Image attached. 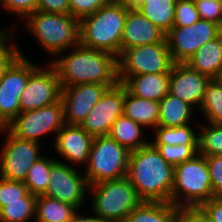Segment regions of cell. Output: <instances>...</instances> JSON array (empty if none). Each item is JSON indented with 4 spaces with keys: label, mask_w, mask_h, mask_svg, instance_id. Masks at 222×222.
Instances as JSON below:
<instances>
[{
    "label": "cell",
    "mask_w": 222,
    "mask_h": 222,
    "mask_svg": "<svg viewBox=\"0 0 222 222\" xmlns=\"http://www.w3.org/2000/svg\"><path fill=\"white\" fill-rule=\"evenodd\" d=\"M206 125L201 124L198 134V154L204 157L222 155V125Z\"/></svg>",
    "instance_id": "1f68e13d"
},
{
    "label": "cell",
    "mask_w": 222,
    "mask_h": 222,
    "mask_svg": "<svg viewBox=\"0 0 222 222\" xmlns=\"http://www.w3.org/2000/svg\"><path fill=\"white\" fill-rule=\"evenodd\" d=\"M165 39L166 33L154 25L138 9L128 10L121 38V51L162 42Z\"/></svg>",
    "instance_id": "ac0fdd59"
},
{
    "label": "cell",
    "mask_w": 222,
    "mask_h": 222,
    "mask_svg": "<svg viewBox=\"0 0 222 222\" xmlns=\"http://www.w3.org/2000/svg\"><path fill=\"white\" fill-rule=\"evenodd\" d=\"M36 11L70 14L69 0H37Z\"/></svg>",
    "instance_id": "60d3db41"
},
{
    "label": "cell",
    "mask_w": 222,
    "mask_h": 222,
    "mask_svg": "<svg viewBox=\"0 0 222 222\" xmlns=\"http://www.w3.org/2000/svg\"><path fill=\"white\" fill-rule=\"evenodd\" d=\"M214 197H222V155L205 156Z\"/></svg>",
    "instance_id": "74e56055"
},
{
    "label": "cell",
    "mask_w": 222,
    "mask_h": 222,
    "mask_svg": "<svg viewBox=\"0 0 222 222\" xmlns=\"http://www.w3.org/2000/svg\"><path fill=\"white\" fill-rule=\"evenodd\" d=\"M87 190L89 184L84 173L80 174L74 166L58 160L51 167L49 185L44 195L72 205L78 210L84 203Z\"/></svg>",
    "instance_id": "5bb4252c"
},
{
    "label": "cell",
    "mask_w": 222,
    "mask_h": 222,
    "mask_svg": "<svg viewBox=\"0 0 222 222\" xmlns=\"http://www.w3.org/2000/svg\"><path fill=\"white\" fill-rule=\"evenodd\" d=\"M177 0H144L137 8L166 34L172 29Z\"/></svg>",
    "instance_id": "4316f807"
},
{
    "label": "cell",
    "mask_w": 222,
    "mask_h": 222,
    "mask_svg": "<svg viewBox=\"0 0 222 222\" xmlns=\"http://www.w3.org/2000/svg\"><path fill=\"white\" fill-rule=\"evenodd\" d=\"M214 79L222 85V66L220 67L219 73Z\"/></svg>",
    "instance_id": "bcb514c9"
},
{
    "label": "cell",
    "mask_w": 222,
    "mask_h": 222,
    "mask_svg": "<svg viewBox=\"0 0 222 222\" xmlns=\"http://www.w3.org/2000/svg\"><path fill=\"white\" fill-rule=\"evenodd\" d=\"M176 222H212L200 207L179 209Z\"/></svg>",
    "instance_id": "b9f144b4"
},
{
    "label": "cell",
    "mask_w": 222,
    "mask_h": 222,
    "mask_svg": "<svg viewBox=\"0 0 222 222\" xmlns=\"http://www.w3.org/2000/svg\"><path fill=\"white\" fill-rule=\"evenodd\" d=\"M57 161V159L42 156L32 164L24 181L31 194L39 196L47 192L50 170Z\"/></svg>",
    "instance_id": "83f0119b"
},
{
    "label": "cell",
    "mask_w": 222,
    "mask_h": 222,
    "mask_svg": "<svg viewBox=\"0 0 222 222\" xmlns=\"http://www.w3.org/2000/svg\"><path fill=\"white\" fill-rule=\"evenodd\" d=\"M24 20L32 36L53 56L80 44L79 19L71 14L35 11Z\"/></svg>",
    "instance_id": "277c9868"
},
{
    "label": "cell",
    "mask_w": 222,
    "mask_h": 222,
    "mask_svg": "<svg viewBox=\"0 0 222 222\" xmlns=\"http://www.w3.org/2000/svg\"><path fill=\"white\" fill-rule=\"evenodd\" d=\"M29 193L22 181L6 180L0 177V209L6 202L21 201Z\"/></svg>",
    "instance_id": "e575fe53"
},
{
    "label": "cell",
    "mask_w": 222,
    "mask_h": 222,
    "mask_svg": "<svg viewBox=\"0 0 222 222\" xmlns=\"http://www.w3.org/2000/svg\"><path fill=\"white\" fill-rule=\"evenodd\" d=\"M77 209L48 195L36 197V222H69Z\"/></svg>",
    "instance_id": "484cf974"
},
{
    "label": "cell",
    "mask_w": 222,
    "mask_h": 222,
    "mask_svg": "<svg viewBox=\"0 0 222 222\" xmlns=\"http://www.w3.org/2000/svg\"><path fill=\"white\" fill-rule=\"evenodd\" d=\"M129 157L130 151L108 135L94 137L84 174L88 184L126 177Z\"/></svg>",
    "instance_id": "52a82bcc"
},
{
    "label": "cell",
    "mask_w": 222,
    "mask_h": 222,
    "mask_svg": "<svg viewBox=\"0 0 222 222\" xmlns=\"http://www.w3.org/2000/svg\"><path fill=\"white\" fill-rule=\"evenodd\" d=\"M0 29V80L5 71L12 65V63L20 56L21 50L10 41L11 30Z\"/></svg>",
    "instance_id": "836d02e7"
},
{
    "label": "cell",
    "mask_w": 222,
    "mask_h": 222,
    "mask_svg": "<svg viewBox=\"0 0 222 222\" xmlns=\"http://www.w3.org/2000/svg\"><path fill=\"white\" fill-rule=\"evenodd\" d=\"M212 79L185 63H174L170 72L169 94L200 108L206 87Z\"/></svg>",
    "instance_id": "e0dca14e"
},
{
    "label": "cell",
    "mask_w": 222,
    "mask_h": 222,
    "mask_svg": "<svg viewBox=\"0 0 222 222\" xmlns=\"http://www.w3.org/2000/svg\"><path fill=\"white\" fill-rule=\"evenodd\" d=\"M24 54L5 71L0 80V120L7 126L20 114V98L30 73L37 67Z\"/></svg>",
    "instance_id": "8fae6325"
},
{
    "label": "cell",
    "mask_w": 222,
    "mask_h": 222,
    "mask_svg": "<svg viewBox=\"0 0 222 222\" xmlns=\"http://www.w3.org/2000/svg\"><path fill=\"white\" fill-rule=\"evenodd\" d=\"M109 87L100 84H77L61 88L60 99L68 125H81Z\"/></svg>",
    "instance_id": "2e32d148"
},
{
    "label": "cell",
    "mask_w": 222,
    "mask_h": 222,
    "mask_svg": "<svg viewBox=\"0 0 222 222\" xmlns=\"http://www.w3.org/2000/svg\"><path fill=\"white\" fill-rule=\"evenodd\" d=\"M3 8L25 19L37 9V0H0Z\"/></svg>",
    "instance_id": "ab89813d"
},
{
    "label": "cell",
    "mask_w": 222,
    "mask_h": 222,
    "mask_svg": "<svg viewBox=\"0 0 222 222\" xmlns=\"http://www.w3.org/2000/svg\"><path fill=\"white\" fill-rule=\"evenodd\" d=\"M128 9H137L144 0H118Z\"/></svg>",
    "instance_id": "f6af8a7d"
},
{
    "label": "cell",
    "mask_w": 222,
    "mask_h": 222,
    "mask_svg": "<svg viewBox=\"0 0 222 222\" xmlns=\"http://www.w3.org/2000/svg\"><path fill=\"white\" fill-rule=\"evenodd\" d=\"M128 10L118 0H111L96 12L82 17L79 20L80 45L118 57Z\"/></svg>",
    "instance_id": "3957f363"
},
{
    "label": "cell",
    "mask_w": 222,
    "mask_h": 222,
    "mask_svg": "<svg viewBox=\"0 0 222 222\" xmlns=\"http://www.w3.org/2000/svg\"><path fill=\"white\" fill-rule=\"evenodd\" d=\"M125 86L108 88L80 125L93 137L107 136L113 123L123 114Z\"/></svg>",
    "instance_id": "9a60e30c"
},
{
    "label": "cell",
    "mask_w": 222,
    "mask_h": 222,
    "mask_svg": "<svg viewBox=\"0 0 222 222\" xmlns=\"http://www.w3.org/2000/svg\"><path fill=\"white\" fill-rule=\"evenodd\" d=\"M93 138L80 125L66 124L56 133L54 148L66 160L86 165Z\"/></svg>",
    "instance_id": "d6986e66"
},
{
    "label": "cell",
    "mask_w": 222,
    "mask_h": 222,
    "mask_svg": "<svg viewBox=\"0 0 222 222\" xmlns=\"http://www.w3.org/2000/svg\"><path fill=\"white\" fill-rule=\"evenodd\" d=\"M200 20L194 0H177L175 6L174 25L190 26Z\"/></svg>",
    "instance_id": "d590c367"
},
{
    "label": "cell",
    "mask_w": 222,
    "mask_h": 222,
    "mask_svg": "<svg viewBox=\"0 0 222 222\" xmlns=\"http://www.w3.org/2000/svg\"><path fill=\"white\" fill-rule=\"evenodd\" d=\"M69 222H106V221L101 220L95 214H94V217L93 216L84 217V215L81 216V215L78 214V210H77Z\"/></svg>",
    "instance_id": "ee69618b"
},
{
    "label": "cell",
    "mask_w": 222,
    "mask_h": 222,
    "mask_svg": "<svg viewBox=\"0 0 222 222\" xmlns=\"http://www.w3.org/2000/svg\"><path fill=\"white\" fill-rule=\"evenodd\" d=\"M73 49L68 55L49 62L56 69L61 88L93 83L110 88L119 83L117 56L80 44Z\"/></svg>",
    "instance_id": "6da1fadb"
},
{
    "label": "cell",
    "mask_w": 222,
    "mask_h": 222,
    "mask_svg": "<svg viewBox=\"0 0 222 222\" xmlns=\"http://www.w3.org/2000/svg\"><path fill=\"white\" fill-rule=\"evenodd\" d=\"M111 0H69L70 14L77 19L96 12Z\"/></svg>",
    "instance_id": "f35d334b"
},
{
    "label": "cell",
    "mask_w": 222,
    "mask_h": 222,
    "mask_svg": "<svg viewBox=\"0 0 222 222\" xmlns=\"http://www.w3.org/2000/svg\"><path fill=\"white\" fill-rule=\"evenodd\" d=\"M158 126L180 127L191 124L192 114L195 108L178 97L167 94L159 102Z\"/></svg>",
    "instance_id": "603a6c76"
},
{
    "label": "cell",
    "mask_w": 222,
    "mask_h": 222,
    "mask_svg": "<svg viewBox=\"0 0 222 222\" xmlns=\"http://www.w3.org/2000/svg\"><path fill=\"white\" fill-rule=\"evenodd\" d=\"M143 130L140 124L122 114L113 123L108 136L131 152L150 143L142 139Z\"/></svg>",
    "instance_id": "cb8c5ba5"
},
{
    "label": "cell",
    "mask_w": 222,
    "mask_h": 222,
    "mask_svg": "<svg viewBox=\"0 0 222 222\" xmlns=\"http://www.w3.org/2000/svg\"><path fill=\"white\" fill-rule=\"evenodd\" d=\"M126 177L142 201L171 203L174 167L151 143L130 152Z\"/></svg>",
    "instance_id": "7a4b0ae2"
},
{
    "label": "cell",
    "mask_w": 222,
    "mask_h": 222,
    "mask_svg": "<svg viewBox=\"0 0 222 222\" xmlns=\"http://www.w3.org/2000/svg\"><path fill=\"white\" fill-rule=\"evenodd\" d=\"M178 211L170 202L142 201L124 222H176Z\"/></svg>",
    "instance_id": "d4e9b609"
},
{
    "label": "cell",
    "mask_w": 222,
    "mask_h": 222,
    "mask_svg": "<svg viewBox=\"0 0 222 222\" xmlns=\"http://www.w3.org/2000/svg\"><path fill=\"white\" fill-rule=\"evenodd\" d=\"M221 34L220 25L201 19L190 26H173L166 34L168 50L174 63H185L201 46Z\"/></svg>",
    "instance_id": "30bf717a"
},
{
    "label": "cell",
    "mask_w": 222,
    "mask_h": 222,
    "mask_svg": "<svg viewBox=\"0 0 222 222\" xmlns=\"http://www.w3.org/2000/svg\"><path fill=\"white\" fill-rule=\"evenodd\" d=\"M167 163L173 167L192 159L198 154V145L152 144Z\"/></svg>",
    "instance_id": "d6a6232c"
},
{
    "label": "cell",
    "mask_w": 222,
    "mask_h": 222,
    "mask_svg": "<svg viewBox=\"0 0 222 222\" xmlns=\"http://www.w3.org/2000/svg\"><path fill=\"white\" fill-rule=\"evenodd\" d=\"M65 125L64 108L59 99L56 103L39 109L21 112L6 129L17 138L40 143L41 136L50 132L56 134Z\"/></svg>",
    "instance_id": "9c48e42d"
},
{
    "label": "cell",
    "mask_w": 222,
    "mask_h": 222,
    "mask_svg": "<svg viewBox=\"0 0 222 222\" xmlns=\"http://www.w3.org/2000/svg\"><path fill=\"white\" fill-rule=\"evenodd\" d=\"M212 198L214 194L209 168L203 155L196 154L192 159L174 167V185L171 192L173 205L178 209L200 207Z\"/></svg>",
    "instance_id": "5b68a950"
},
{
    "label": "cell",
    "mask_w": 222,
    "mask_h": 222,
    "mask_svg": "<svg viewBox=\"0 0 222 222\" xmlns=\"http://www.w3.org/2000/svg\"><path fill=\"white\" fill-rule=\"evenodd\" d=\"M208 123L222 125V85L212 79L206 87L203 101L199 108Z\"/></svg>",
    "instance_id": "4dcf8cb0"
},
{
    "label": "cell",
    "mask_w": 222,
    "mask_h": 222,
    "mask_svg": "<svg viewBox=\"0 0 222 222\" xmlns=\"http://www.w3.org/2000/svg\"><path fill=\"white\" fill-rule=\"evenodd\" d=\"M185 64L214 79L222 66V34L201 46Z\"/></svg>",
    "instance_id": "44dd1931"
},
{
    "label": "cell",
    "mask_w": 222,
    "mask_h": 222,
    "mask_svg": "<svg viewBox=\"0 0 222 222\" xmlns=\"http://www.w3.org/2000/svg\"><path fill=\"white\" fill-rule=\"evenodd\" d=\"M170 73L140 74L128 77L122 84L139 98L160 102L169 93Z\"/></svg>",
    "instance_id": "ffe728a7"
},
{
    "label": "cell",
    "mask_w": 222,
    "mask_h": 222,
    "mask_svg": "<svg viewBox=\"0 0 222 222\" xmlns=\"http://www.w3.org/2000/svg\"><path fill=\"white\" fill-rule=\"evenodd\" d=\"M201 20L214 22L222 27V0H194Z\"/></svg>",
    "instance_id": "8d00e7d4"
},
{
    "label": "cell",
    "mask_w": 222,
    "mask_h": 222,
    "mask_svg": "<svg viewBox=\"0 0 222 222\" xmlns=\"http://www.w3.org/2000/svg\"><path fill=\"white\" fill-rule=\"evenodd\" d=\"M48 67V68H47ZM61 86L59 76L50 63L45 67H36L29 76L20 98V112L36 110L56 103L60 99Z\"/></svg>",
    "instance_id": "4fadbf2b"
},
{
    "label": "cell",
    "mask_w": 222,
    "mask_h": 222,
    "mask_svg": "<svg viewBox=\"0 0 222 222\" xmlns=\"http://www.w3.org/2000/svg\"><path fill=\"white\" fill-rule=\"evenodd\" d=\"M6 126L4 123L0 120V132L4 131L5 132Z\"/></svg>",
    "instance_id": "7dc6e473"
},
{
    "label": "cell",
    "mask_w": 222,
    "mask_h": 222,
    "mask_svg": "<svg viewBox=\"0 0 222 222\" xmlns=\"http://www.w3.org/2000/svg\"><path fill=\"white\" fill-rule=\"evenodd\" d=\"M92 212L106 222H124L142 202L127 177L89 185Z\"/></svg>",
    "instance_id": "8992f818"
},
{
    "label": "cell",
    "mask_w": 222,
    "mask_h": 222,
    "mask_svg": "<svg viewBox=\"0 0 222 222\" xmlns=\"http://www.w3.org/2000/svg\"><path fill=\"white\" fill-rule=\"evenodd\" d=\"M154 133L155 140L151 144L198 145V134L196 135L190 124L175 128L157 126Z\"/></svg>",
    "instance_id": "f1b7e54d"
},
{
    "label": "cell",
    "mask_w": 222,
    "mask_h": 222,
    "mask_svg": "<svg viewBox=\"0 0 222 222\" xmlns=\"http://www.w3.org/2000/svg\"><path fill=\"white\" fill-rule=\"evenodd\" d=\"M118 79L140 74L170 73L174 65L167 40L120 51L117 57Z\"/></svg>",
    "instance_id": "ba28073f"
},
{
    "label": "cell",
    "mask_w": 222,
    "mask_h": 222,
    "mask_svg": "<svg viewBox=\"0 0 222 222\" xmlns=\"http://www.w3.org/2000/svg\"><path fill=\"white\" fill-rule=\"evenodd\" d=\"M200 208L212 222H222V197H214L203 203Z\"/></svg>",
    "instance_id": "7bdbcfd3"
},
{
    "label": "cell",
    "mask_w": 222,
    "mask_h": 222,
    "mask_svg": "<svg viewBox=\"0 0 222 222\" xmlns=\"http://www.w3.org/2000/svg\"><path fill=\"white\" fill-rule=\"evenodd\" d=\"M36 197L29 192L21 201L6 202L0 209V222H29L32 217L35 219Z\"/></svg>",
    "instance_id": "f546056e"
},
{
    "label": "cell",
    "mask_w": 222,
    "mask_h": 222,
    "mask_svg": "<svg viewBox=\"0 0 222 222\" xmlns=\"http://www.w3.org/2000/svg\"><path fill=\"white\" fill-rule=\"evenodd\" d=\"M159 102L139 98L132 95L125 88L123 102V115L132 119L136 123L146 128V126L155 129L158 126L159 119Z\"/></svg>",
    "instance_id": "7402d4cb"
},
{
    "label": "cell",
    "mask_w": 222,
    "mask_h": 222,
    "mask_svg": "<svg viewBox=\"0 0 222 222\" xmlns=\"http://www.w3.org/2000/svg\"><path fill=\"white\" fill-rule=\"evenodd\" d=\"M5 131L7 139L0 153V177L24 182L32 164L42 157L41 146L35 141L17 138L7 129Z\"/></svg>",
    "instance_id": "7c38bea8"
}]
</instances>
